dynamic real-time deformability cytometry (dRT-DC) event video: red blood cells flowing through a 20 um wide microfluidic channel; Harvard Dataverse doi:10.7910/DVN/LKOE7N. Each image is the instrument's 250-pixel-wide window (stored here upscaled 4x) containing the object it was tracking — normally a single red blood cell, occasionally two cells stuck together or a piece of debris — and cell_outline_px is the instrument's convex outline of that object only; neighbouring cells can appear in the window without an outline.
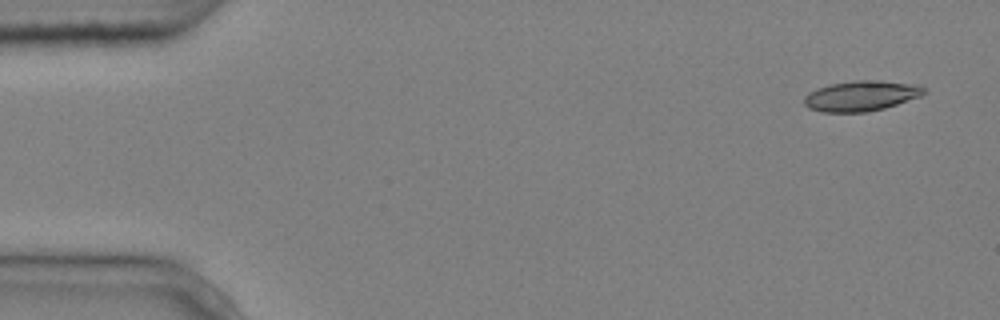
{"species": "common noctule bat (a hibernating species)", "species_latin": "Nyctalus noctula", "temperature_condition": "cold", "stored_images_in_passage": 7, "camera_frame_rate_fps": 3000, "um_per_image_px": 0.085, "animal": {"sex": "male", "body_mass_g": 20.4}, "frame": {"image": 1, "passage_image": 1, "time_ms": 0.0, "image_size_px": [1000, 320], "cell_outline_px": [[924, 92], [920, 96], [884, 108], [868, 112], [820, 112], [808, 108], [804, 104], [804, 96], [808, 92], [816, 88], [832, 84], [856, 80], [880, 80], [920, 84], [924, 88]], "centroid_in_image_um": [73.17, 8.14], "position_along_channel_um": 11.8, "area_um2": 21.27}}
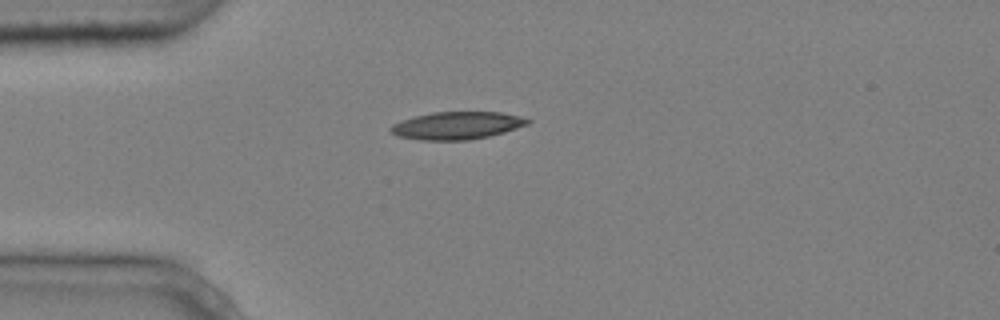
{"frame": {"image": 2, "passage_image": 4, "time_ms": 1.0, "image_size_px": [1000, 320], "cell_outline_px": [[532, 120], [528, 124], [504, 132], [488, 136], [468, 140], [420, 140], [396, 136], [388, 128], [392, 124], [416, 116], [432, 112], [500, 112], [520, 116]], "centroid_in_image_um": [38.83, 10.67], "position_along_channel_um": 46.2, "area_um2": 21.91}}
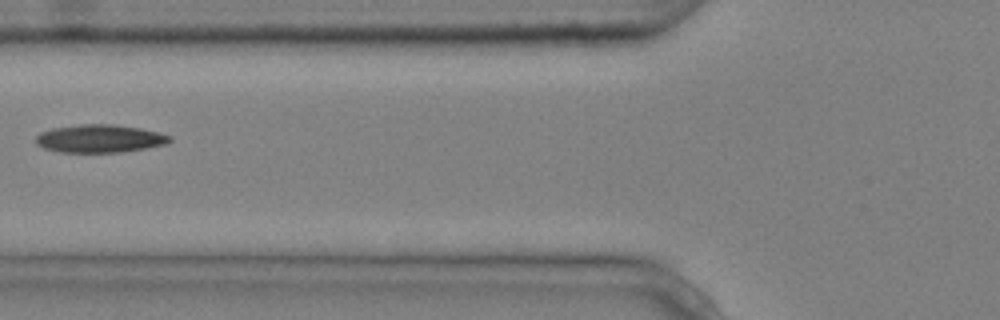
{"frame": {"image": 3, "passage_image": 6, "time_ms": 1.667, "image_size_px": [1000, 320], "cell_outline_px": [[172, 140], [168, 144], [120, 152], [60, 152], [44, 148], [36, 144], [36, 136], [40, 132], [52, 128], [80, 124], [112, 124], [140, 128], [160, 132], [172, 136]], "centroid_in_image_um": [8.49, 11.77], "position_along_channel_um": 117.3, "area_um2": 21.91}}